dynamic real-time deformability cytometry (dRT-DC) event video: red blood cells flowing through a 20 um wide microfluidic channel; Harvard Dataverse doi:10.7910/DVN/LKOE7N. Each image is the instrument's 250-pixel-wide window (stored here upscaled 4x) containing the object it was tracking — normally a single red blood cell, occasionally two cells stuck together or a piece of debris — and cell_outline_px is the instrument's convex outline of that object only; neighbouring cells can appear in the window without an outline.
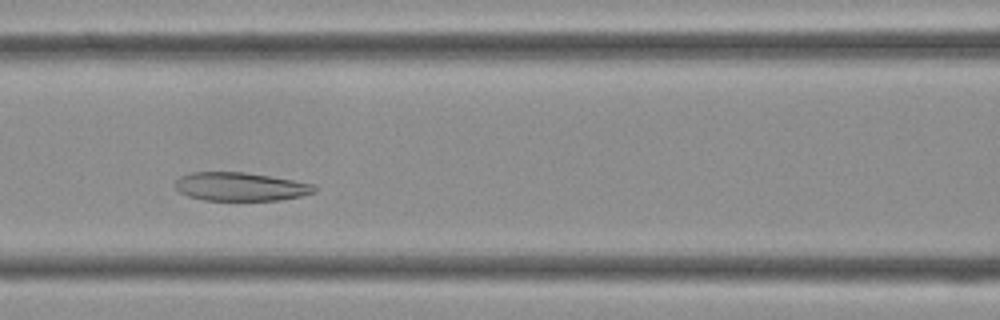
{"species": "Egyptian fruit bat (a non-hibernating species)", "species_latin": "Rousettus aegyptiacus", "temperature_condition": "cold", "stored_images_in_passage": 37, "camera_frame_rate_fps": 3000, "um_per_image_px": 0.085, "frame": {"image": 1, "passage_image": 13, "time_ms": 4.0, "image_size_px": [1000, 320], "cell_outline_px": [[316, 192], [300, 196], [280, 200], [204, 200], [188, 196], [180, 192], [172, 184], [180, 176], [192, 172], [244, 172], [292, 180], [312, 184], [316, 188]], "centroid_in_image_um": [20.39, 15.86], "position_along_channel_um": 146.2, "area_um2": 23.0}}
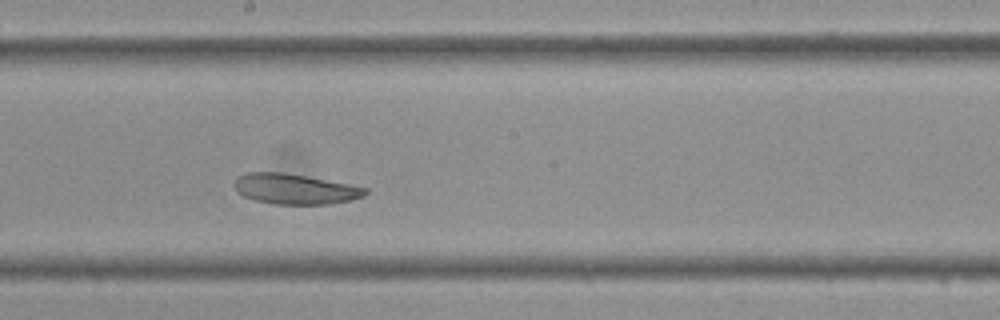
{"frame": {"image": 2, "passage_image": 18, "time_ms": 5.667, "image_size_px": [1000, 320], "cell_outline_px": [[368, 192], [364, 196], [348, 200], [328, 204], [272, 204], [256, 200], [244, 196], [232, 184], [236, 176], [248, 172], [284, 172], [348, 184], [368, 188]], "centroid_in_image_um": [25.04, 16.05], "position_along_channel_um": 223.2, "area_um2": 23.0}}
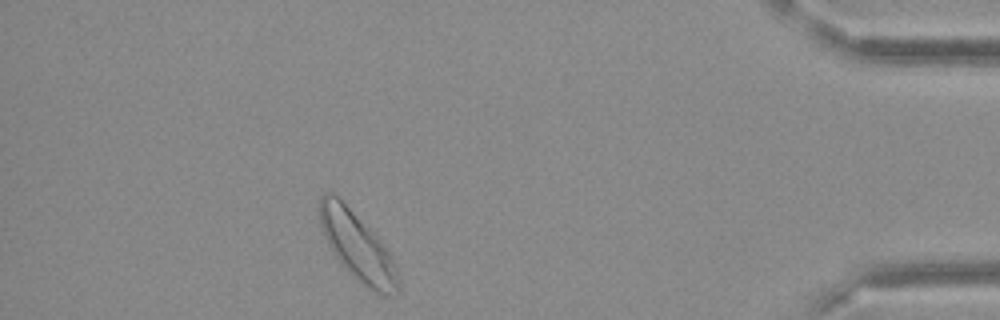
{"frame": {"image": 3, "passage_image": 33, "time_ms": 10.667, "image_size_px": [1000, 320], "cell_outline_px": [[400, 292], [396, 296], [384, 296], [368, 288], [356, 280], [348, 272], [332, 252], [324, 236], [320, 224], [320, 196], [328, 192], [332, 192], [380, 240], [388, 252], [400, 276]], "centroid_in_image_um": [30.41, 21.04], "position_along_channel_um": 404.8, "area_um2": 30.75}}